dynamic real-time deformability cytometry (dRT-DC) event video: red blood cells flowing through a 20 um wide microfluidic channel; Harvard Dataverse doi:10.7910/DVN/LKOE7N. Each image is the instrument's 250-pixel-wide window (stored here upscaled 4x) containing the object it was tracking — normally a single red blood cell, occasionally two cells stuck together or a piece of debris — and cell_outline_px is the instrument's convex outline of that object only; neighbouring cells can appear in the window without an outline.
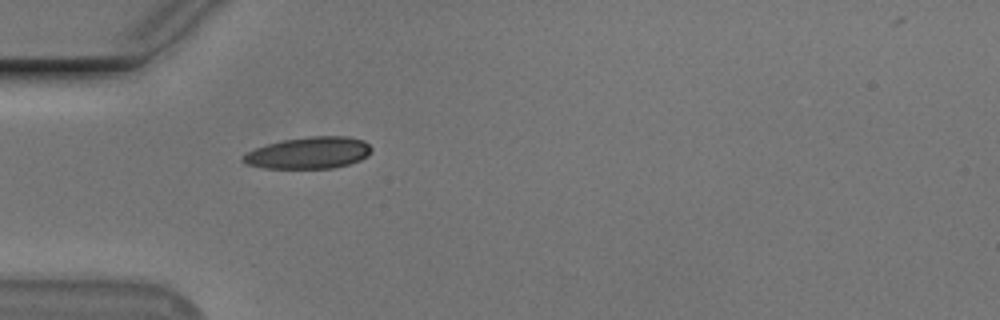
{"species": "Egyptian fruit bat (a non-hibernating species)", "species_latin": "Rousettus aegyptiacus", "temperature_condition": "cold", "stored_images_in_passage": 39, "camera_frame_rate_fps": 3000, "um_per_image_px": 0.085, "animal": {"sex": "male"}, "frame": {"image": 1, "passage_image": 1, "time_ms": 0.0, "image_size_px": [1000, 320], "cell_outline_px": [[372, 152], [368, 156], [360, 160], [348, 164], [332, 168], [264, 168], [248, 164], [240, 160], [240, 156], [256, 148], [268, 144], [284, 140], [312, 136], [348, 136], [364, 140], [372, 148]], "centroid_in_image_um": [26.27, 12.99], "position_along_channel_um": 58.7, "area_um2": 23.7}}
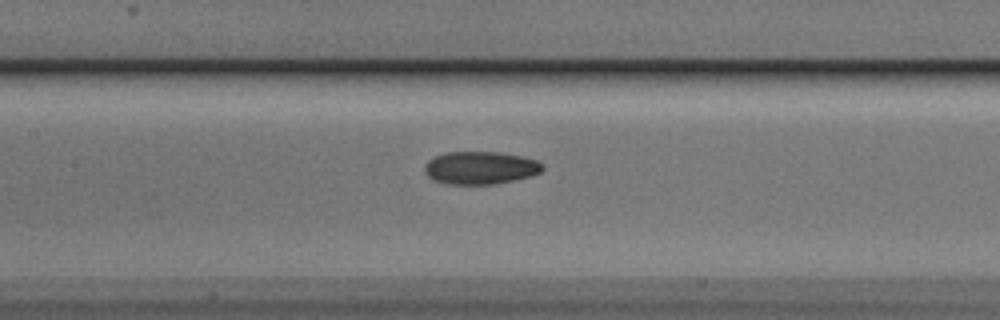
{"frame": {"image": 2, "passage_image": 10, "time_ms": 3.0, "image_size_px": [1000, 320], "cell_outline_px": [[544, 168], [540, 172], [532, 176], [496, 184], [444, 184], [432, 180], [424, 172], [424, 164], [428, 160], [436, 156], [448, 152], [500, 152], [520, 156], [536, 160], [544, 164]], "centroid_in_image_um": [40.82, 14.27], "position_along_channel_um": 166.6, "area_um2": 22.72}}
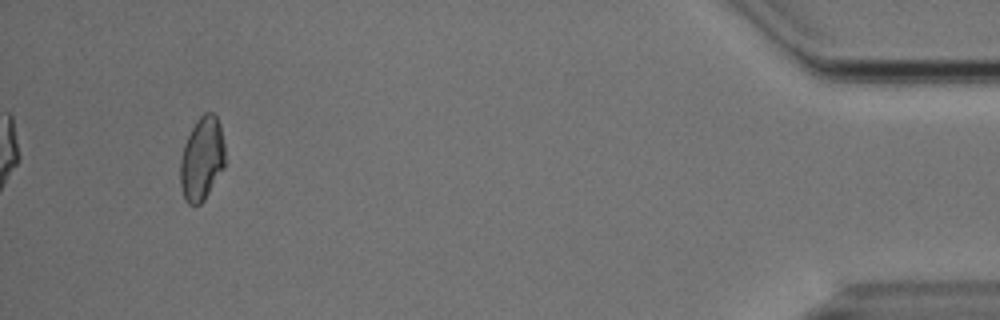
{"frame": {"image": 3, "passage_image": 36, "time_ms": 11.667, "image_size_px": [1000, 320], "cell_outline_px": [[224, 168], [204, 200], [200, 204], [188, 204], [184, 200], [180, 184], [180, 160], [184, 144], [196, 120], [204, 112], [212, 112], [216, 116], [220, 124], [224, 144]], "centroid_in_image_um": [17.15, 13.5], "position_along_channel_um": 418.0, "area_um2": 21.85}, "authors_computed_cell_mechanics": {"area_um2": 22.0796, "velocity_mm_per_s": 3.7313, "shape_relaxation_time_tau1_ms": null, "shape_relaxation_time_tau2_ms": 2.9929, "deformation_change_tau1": null, "deformation_change_tau2": 0.0814}}